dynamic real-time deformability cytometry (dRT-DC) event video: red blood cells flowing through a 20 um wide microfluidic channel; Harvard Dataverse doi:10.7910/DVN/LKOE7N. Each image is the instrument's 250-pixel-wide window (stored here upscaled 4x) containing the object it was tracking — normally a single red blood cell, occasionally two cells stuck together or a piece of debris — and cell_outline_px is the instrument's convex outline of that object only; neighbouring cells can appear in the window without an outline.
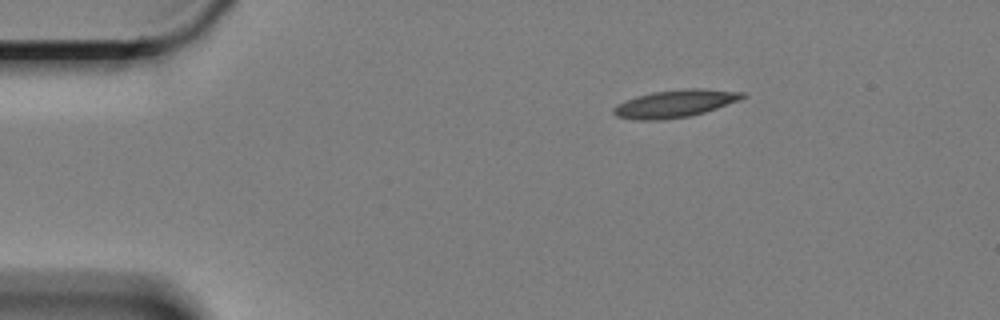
{"species": "Egyptian fruit bat (a non-hibernating species)", "species_latin": "Rousettus aegyptiacus", "temperature_condition": "cold", "stored_images_in_passage": 51, "camera_frame_rate_fps": 3000, "um_per_image_px": 0.085, "animal": {"sex": "female"}, "frame": {"image": 1, "passage_image": 1, "time_ms": 0.0, "image_size_px": [1000, 320], "cell_outline_px": [[748, 96], [740, 100], [704, 112], [688, 116], [660, 120], [636, 120], [616, 116], [612, 112], [612, 108], [616, 104], [636, 96], [652, 92], [684, 88], [700, 88], [748, 92]], "centroid_in_image_um": [57.39, 8.79], "position_along_channel_um": 27.6, "area_um2": 20.87}}
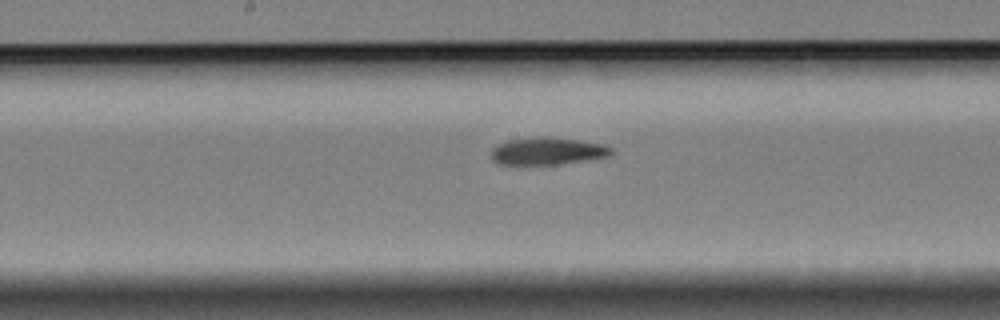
{"frame": {"image": 2, "passage_image": 22, "time_ms": 7.0, "image_size_px": [1000, 320], "cell_outline_px": [[612, 156], [556, 164], [500, 164], [492, 160], [492, 148], [508, 140], [536, 136], [552, 136], [604, 144], [612, 148]], "centroid_in_image_um": [46.56, 12.82], "position_along_channel_um": 201.6, "area_um2": 19.13}}
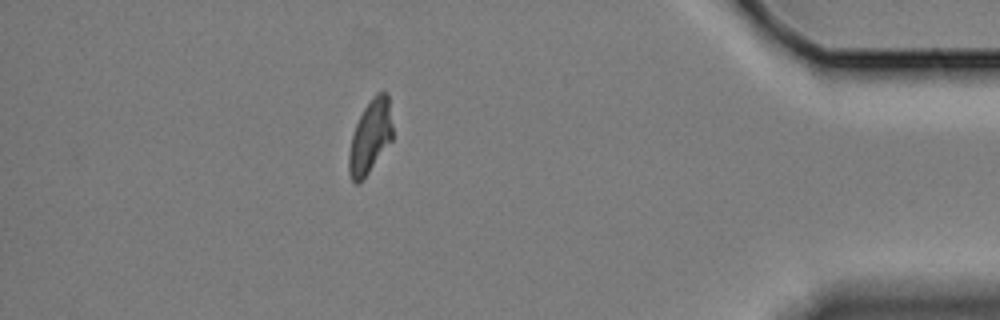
{"frame": {"image": 3, "passage_image": 44, "time_ms": 14.333, "image_size_px": [1000, 320], "cell_outline_px": [[392, 140], [368, 172], [356, 184], [352, 180], [348, 172], [348, 156], [352, 136], [356, 124], [364, 108], [372, 96], [376, 92], [388, 92], [392, 124]], "centroid_in_image_um": [31.47, 11.57], "position_along_channel_um": 403.7, "area_um2": 18.44}, "authors_computed_cell_mechanics": {"area_um2": 19.8832, "velocity_mm_per_s": 3.33, "shape_relaxation_time_tau1_ms": 8.4547, "shape_relaxation_time_tau2_ms": 3.5964, "deformation_change_tau1": 0.1872, "deformation_change_tau2": 0.0988}}